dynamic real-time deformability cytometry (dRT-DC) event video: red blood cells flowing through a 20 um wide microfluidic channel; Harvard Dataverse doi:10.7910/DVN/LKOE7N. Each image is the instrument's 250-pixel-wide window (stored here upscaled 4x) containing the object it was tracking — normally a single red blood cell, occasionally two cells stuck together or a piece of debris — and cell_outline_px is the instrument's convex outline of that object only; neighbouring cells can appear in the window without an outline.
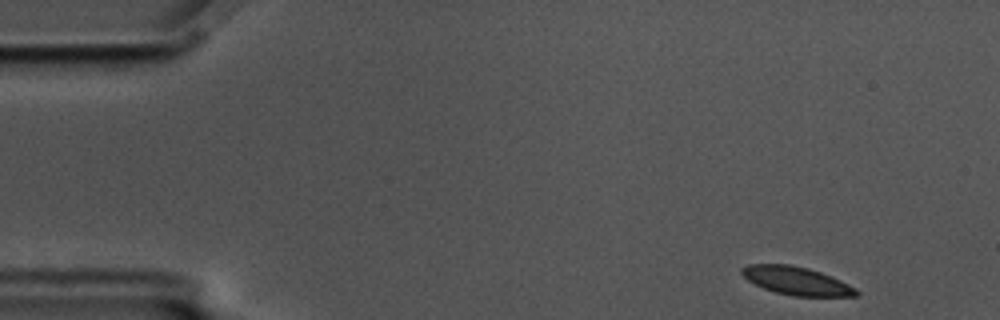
{"species": "common noctule bat (a hibernating species)", "species_latin": "Nyctalus noctula", "temperature_condition": "cold", "stored_images_in_passage": 54, "camera_frame_rate_fps": 3000, "um_per_image_px": 0.085, "animal": {"sex": "male", "body_mass_g": 17.5, "forearm_length_mm": 52.3}, "frame": {"image": 1, "passage_image": 1, "time_ms": 0.0, "image_size_px": [1000, 320], "cell_outline_px": [[860, 292], [856, 296], [792, 296], [776, 292], [764, 288], [748, 280], [740, 272], [740, 268], [748, 264], [788, 264], [808, 268], [832, 276], [856, 288]], "centroid_in_image_um": [67.7, 23.86], "position_along_channel_um": 17.3, "area_um2": 18.73}}
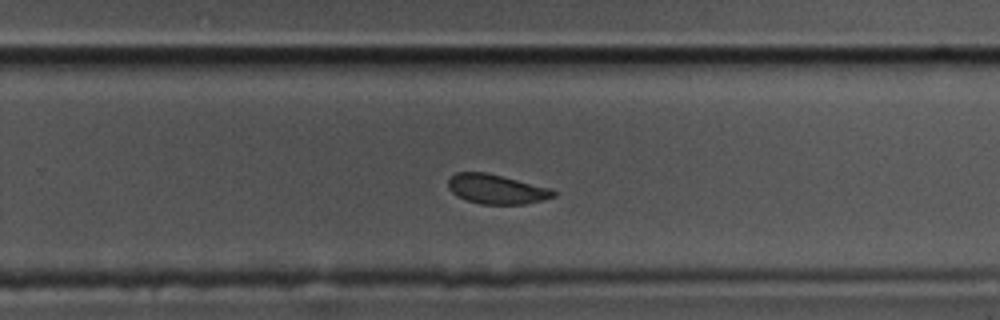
{"frame": {"image": 2, "passage_image": 33, "time_ms": 10.667, "image_size_px": [1000, 320], "cell_outline_px": [[556, 196], [524, 204], [480, 204], [456, 196], [448, 188], [448, 180], [456, 172], [484, 172], [552, 188], [556, 192]], "centroid_in_image_um": [42.19, 16.08], "position_along_channel_um": 287.6, "area_um2": 17.98}}
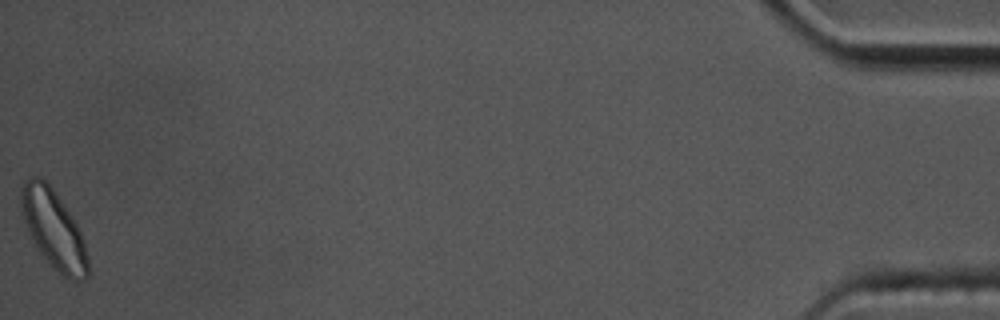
{"frame": {"image": 3, "passage_image": 54, "time_ms": 17.667, "image_size_px": [1000, 320], "cell_outline_px": [[88, 276], [84, 280], [72, 280], [64, 276], [48, 264], [36, 248], [20, 212], [20, 188], [24, 180], [28, 176], [40, 176], [52, 188], [76, 224], [84, 240], [88, 256]], "centroid_in_image_um": [4.52, 19.48], "position_along_channel_um": 430.7, "area_um2": 30.58}, "authors_computed_cell_mechanics": {"area_um2": 19.7965, "velocity_mm_per_s": 3.4389, "shape_relaxation_time_tau1_ms": 2.7761, "shape_relaxation_time_tau2_ms": 1.4383, "deformation_change_tau1": 0.0751, "deformation_change_tau2": 0.0441}}